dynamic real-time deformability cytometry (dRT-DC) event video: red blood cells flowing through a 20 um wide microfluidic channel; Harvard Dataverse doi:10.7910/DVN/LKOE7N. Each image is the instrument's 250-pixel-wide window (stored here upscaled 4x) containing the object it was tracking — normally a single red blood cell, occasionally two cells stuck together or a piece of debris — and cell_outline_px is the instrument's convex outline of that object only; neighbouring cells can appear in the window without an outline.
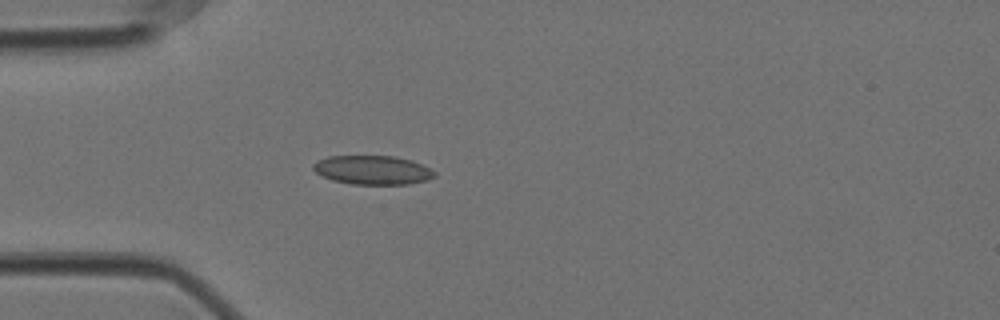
{"species": "Egyptian fruit bat (a non-hibernating species)", "species_latin": "Rousettus aegyptiacus", "temperature_condition": "cold", "stored_images_in_passage": 42, "camera_frame_rate_fps": 3000, "um_per_image_px": 0.085, "animal": {"sex": "female"}, "frame": {"image": 1, "passage_image": 1, "time_ms": 0.0, "image_size_px": [1000, 320], "cell_outline_px": [[436, 176], [428, 180], [408, 184], [352, 184], [332, 180], [316, 172], [312, 168], [312, 164], [328, 156], [396, 156], [412, 160], [436, 172]], "centroid_in_image_um": [31.69, 14.45], "position_along_channel_um": 53.3, "area_um2": 20.4}}
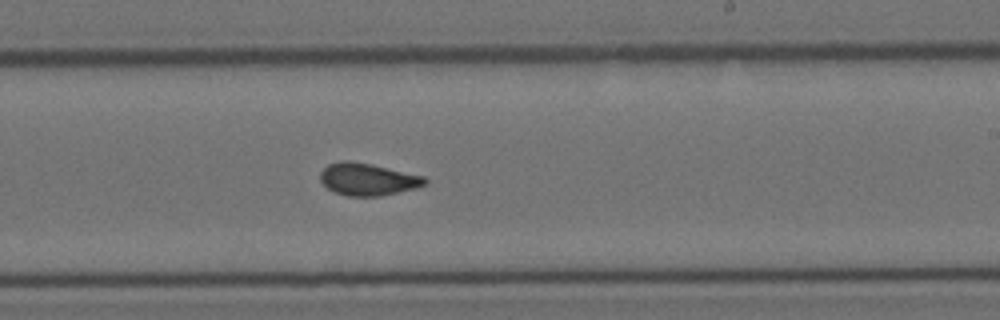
{"frame": {"image": 2, "passage_image": 19, "time_ms": 6.0, "image_size_px": [1000, 320], "cell_outline_px": [[428, 184], [416, 188], [380, 196], [348, 196], [336, 192], [328, 188], [320, 180], [320, 172], [328, 164], [344, 160], [348, 160], [372, 164], [424, 176], [428, 180]], "centroid_in_image_um": [31.28, 15.23], "position_along_channel_um": 257.7, "area_um2": 19.65}}
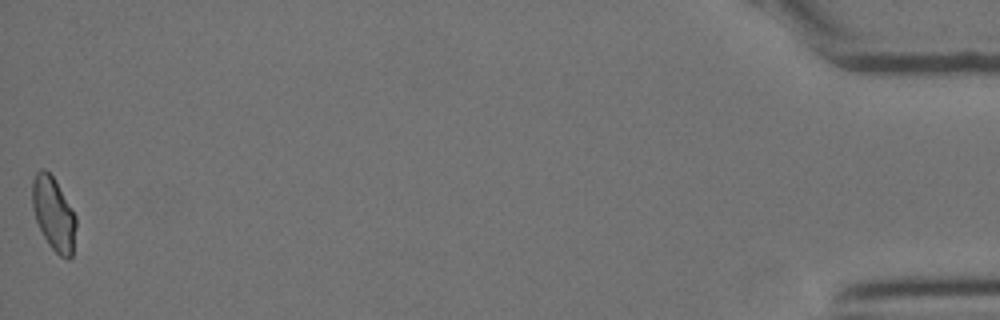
{"frame": {"image": 3, "passage_image": 42, "time_ms": 13.667, "image_size_px": [1000, 320], "cell_outline_px": [[76, 228], [72, 256], [68, 260], [60, 256], [48, 244], [36, 220], [32, 208], [32, 180], [36, 172], [40, 168], [44, 168], [52, 176], [76, 216]], "centroid_in_image_um": [4.55, 18.19], "position_along_channel_um": 430.7, "area_um2": 18.55}, "authors_computed_cell_mechanics": {"area_um2": 19.3919, "velocity_mm_per_s": 3.5263, "shape_relaxation_time_tau1_ms": null, "shape_relaxation_time_tau2_ms": 1.2196, "deformation_change_tau1": null, "deformation_change_tau2": 0.0417}}